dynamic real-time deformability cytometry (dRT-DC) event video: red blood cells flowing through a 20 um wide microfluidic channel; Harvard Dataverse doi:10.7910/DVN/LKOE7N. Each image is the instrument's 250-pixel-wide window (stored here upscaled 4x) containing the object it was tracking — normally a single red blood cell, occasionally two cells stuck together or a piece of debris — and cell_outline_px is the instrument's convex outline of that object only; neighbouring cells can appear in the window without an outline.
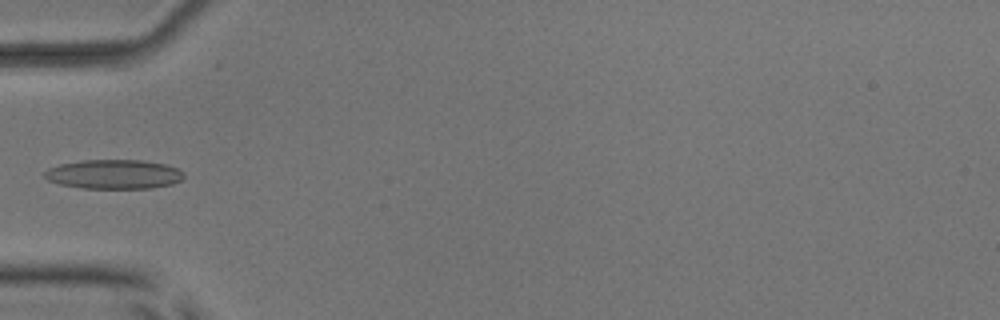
{"species": "common noctule bat (a hibernating species)", "species_latin": "Nyctalus noctula", "temperature_condition": "room temperature", "stored_images_in_passage": 5, "camera_frame_rate_fps": 3000, "um_per_image_px": 0.085, "animal": {"sex": "male", "body_mass_g": 17.9, "forearm_length_mm": 54.2}, "frame": {"image": 1, "passage_image": 5, "time_ms": 4.667, "image_size_px": [1000, 320], "cell_outline_px": [[184, 176], [180, 180], [172, 184], [152, 188], [80, 188], [60, 184], [48, 180], [44, 176], [44, 172], [48, 168], [60, 164], [84, 160], [140, 160], [164, 164], [180, 168], [184, 172]], "centroid_in_image_um": [9.69, 14.81], "position_along_channel_um": 75.3, "area_um2": 23.81}}